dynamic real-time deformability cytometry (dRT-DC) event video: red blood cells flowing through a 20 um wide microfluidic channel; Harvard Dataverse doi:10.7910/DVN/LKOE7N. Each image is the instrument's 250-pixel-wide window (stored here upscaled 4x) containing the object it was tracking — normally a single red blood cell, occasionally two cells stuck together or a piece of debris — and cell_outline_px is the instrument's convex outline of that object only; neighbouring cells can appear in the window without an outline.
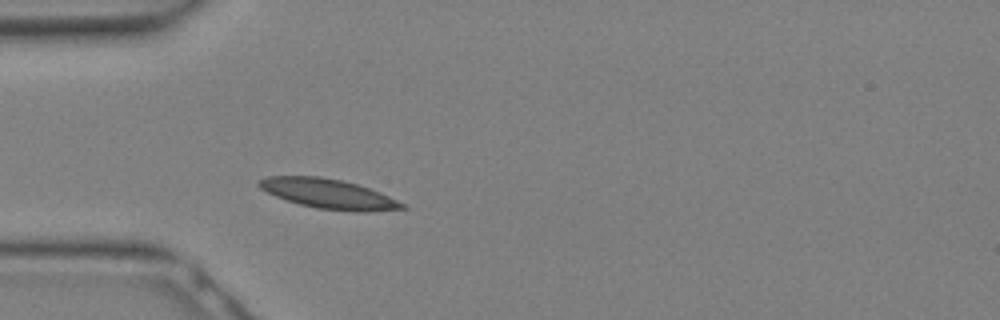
{"species": "Egyptian fruit bat (a non-hibernating species)", "species_latin": "Rousettus aegyptiacus", "temperature_condition": "warm", "stored_images_in_passage": 5, "camera_frame_rate_fps": 3000, "um_per_image_px": 0.085, "animal": {"sex": "female"}, "frame": {"image": 1, "passage_image": 1, "time_ms": 0.0, "image_size_px": [1000, 320], "cell_outline_px": [[408, 208], [368, 212], [356, 212], [316, 208], [300, 204], [276, 196], [260, 188], [256, 184], [260, 180], [268, 176], [320, 176], [340, 180], [356, 184], [380, 192], [404, 204]], "centroid_in_image_um": [27.93, 16.48], "position_along_channel_um": 57.1, "area_um2": 24.51}}
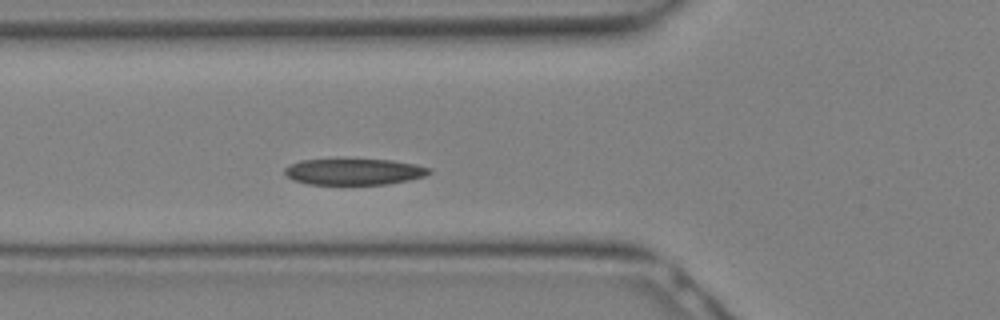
{"frame": {"image": 2, "passage_image": 3, "time_ms": 0.667, "image_size_px": [1000, 320], "cell_outline_px": [[432, 172], [424, 176], [408, 180], [388, 184], [308, 184], [292, 180], [284, 172], [284, 168], [288, 164], [300, 160], [392, 160], [416, 164], [432, 168]], "centroid_in_image_um": [30.09, 14.6], "position_along_channel_um": 95.7, "area_um2": 22.02}}
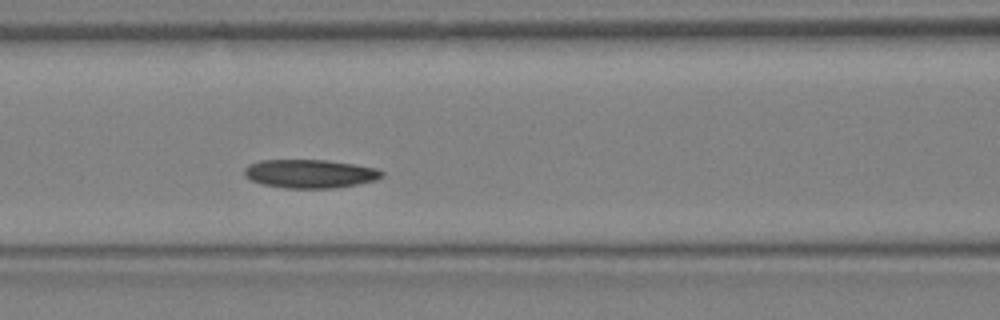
{"frame": {"image": 3, "passage_image": 5, "time_ms": 1.333, "image_size_px": [1000, 320], "cell_outline_px": [[384, 176], [376, 180], [336, 188], [284, 188], [264, 184], [252, 180], [244, 176], [244, 168], [248, 164], [260, 160], [328, 160], [356, 164], [376, 168], [384, 172]], "centroid_in_image_um": [26.36, 14.76], "position_along_channel_um": 140.2, "area_um2": 23.0}}